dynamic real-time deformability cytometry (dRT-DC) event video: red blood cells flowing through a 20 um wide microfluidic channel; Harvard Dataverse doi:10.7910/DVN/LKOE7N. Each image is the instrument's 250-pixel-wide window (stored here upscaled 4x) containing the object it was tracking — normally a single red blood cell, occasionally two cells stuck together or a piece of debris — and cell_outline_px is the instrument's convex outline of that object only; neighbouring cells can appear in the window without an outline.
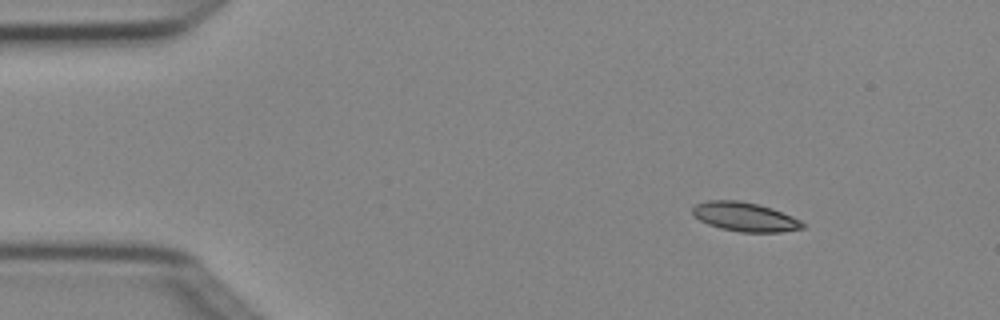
{"species": "Egyptian fruit bat (a non-hibernating species)", "species_latin": "Rousettus aegyptiacus", "temperature_condition": "cold", "stored_images_in_passage": 4, "camera_frame_rate_fps": 3000, "um_per_image_px": 0.085, "animal": {"sex": "female"}, "frame": {"image": 1, "passage_image": 1, "time_ms": 0.0, "image_size_px": [1000, 320], "cell_outline_px": [[804, 228], [780, 232], [740, 232], [720, 228], [708, 224], [700, 220], [692, 212], [692, 208], [696, 204], [708, 200], [740, 200], [772, 208], [792, 216], [800, 220], [804, 224]], "centroid_in_image_um": [63.31, 18.43], "position_along_channel_um": 21.7, "area_um2": 18.55}}
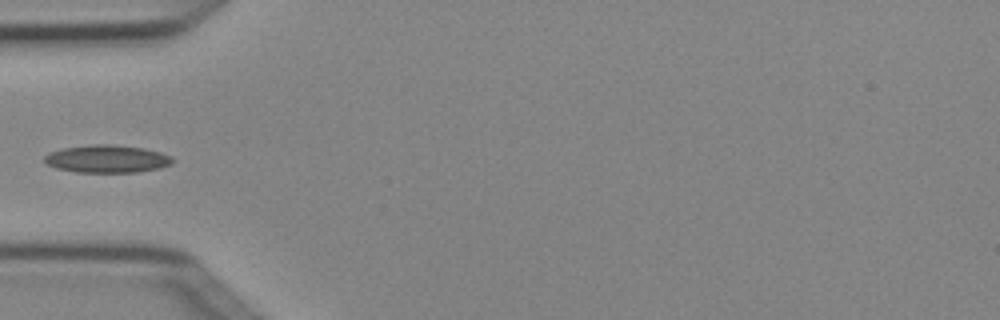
{"frame": {"image": 2, "passage_image": 4, "time_ms": 1.0, "image_size_px": [1000, 320], "cell_outline_px": [[172, 164], [160, 168], [136, 172], [76, 172], [56, 168], [48, 164], [44, 160], [44, 156], [48, 152], [64, 148], [92, 144], [112, 144], [144, 148], [160, 152], [172, 156]], "centroid_in_image_um": [9.1, 13.5], "position_along_channel_um": 75.9, "area_um2": 20.69}}